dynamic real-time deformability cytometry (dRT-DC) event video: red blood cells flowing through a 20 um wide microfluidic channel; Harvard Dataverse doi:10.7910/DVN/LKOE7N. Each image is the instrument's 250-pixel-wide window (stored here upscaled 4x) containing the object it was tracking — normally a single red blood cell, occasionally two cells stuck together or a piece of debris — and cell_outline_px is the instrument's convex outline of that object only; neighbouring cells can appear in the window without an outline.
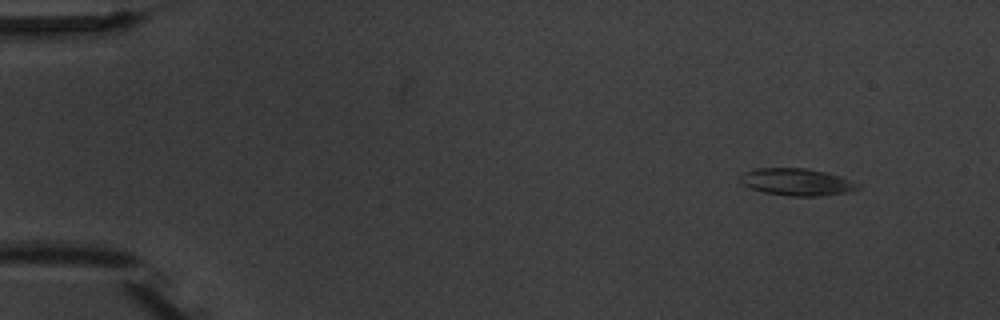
{"species": "common noctule bat (a hibernating species)", "species_latin": "Nyctalus noctula", "temperature_condition": "warm", "stored_images_in_passage": 3, "camera_frame_rate_fps": 3000, "um_per_image_px": 0.085, "animal": {"sex": "male", "body_mass_g": 20.1, "forearm_length_mm": 53.5}, "frame": {"image": 1, "passage_image": 1, "time_ms": 0.0, "image_size_px": [1000, 320], "cell_outline_px": [[860, 188], [852, 192], [820, 196], [788, 196], [764, 192], [748, 188], [740, 184], [740, 172], [756, 168], [804, 168], [824, 172], [840, 176], [852, 180], [860, 184]], "centroid_in_image_um": [67.7, 15.47], "position_along_channel_um": 17.3, "area_um2": 18.96}}